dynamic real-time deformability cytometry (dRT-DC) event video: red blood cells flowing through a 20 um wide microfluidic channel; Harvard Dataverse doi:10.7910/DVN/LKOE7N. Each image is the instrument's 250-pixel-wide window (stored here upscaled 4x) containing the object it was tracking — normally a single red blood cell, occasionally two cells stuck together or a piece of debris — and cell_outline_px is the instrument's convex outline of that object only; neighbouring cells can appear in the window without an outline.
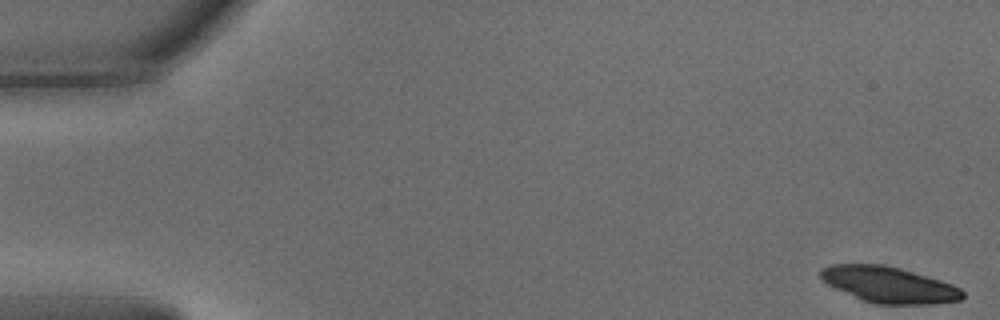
{"species": "common noctule bat (a hibernating species)", "species_latin": "Nyctalus noctula", "temperature_condition": "warm", "stored_images_in_passage": 12, "camera_frame_rate_fps": 3000, "um_per_image_px": 0.085, "animal": {"sex": "male", "body_mass_g": 15.6}, "frame": {"image": 1, "passage_image": 1, "time_ms": 0.0, "image_size_px": [1000, 320], "cell_outline_px": [[964, 296], [960, 300], [932, 304], [876, 304], [864, 300], [836, 288], [820, 280], [820, 268], [832, 264], [884, 264], [900, 268], [940, 280], [952, 284], [960, 288], [964, 292]], "centroid_in_image_um": [75.56, 24.19], "position_along_channel_um": 9.4, "area_um2": 29.65}}